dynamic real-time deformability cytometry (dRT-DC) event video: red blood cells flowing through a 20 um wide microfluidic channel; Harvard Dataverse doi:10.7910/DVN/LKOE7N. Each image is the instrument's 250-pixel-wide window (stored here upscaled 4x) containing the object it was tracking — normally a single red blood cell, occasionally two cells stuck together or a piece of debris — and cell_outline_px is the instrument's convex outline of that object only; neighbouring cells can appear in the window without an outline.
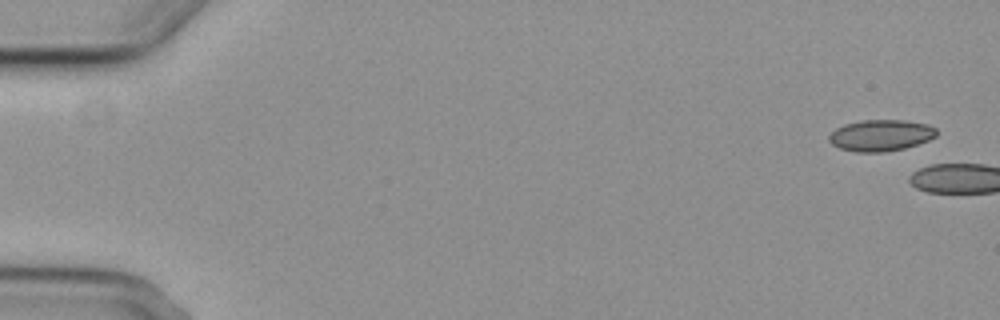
{"species": "common noctule bat (a hibernating species)", "species_latin": "Nyctalus noctula", "temperature_condition": "cold", "stored_images_in_passage": 6, "segment_of_instrument_passage": [2, 2], "camera_frame_rate_fps": 3000, "um_per_image_px": 0.085, "animal": {"sex": "female", "body_mass_g": 29.2, "forearm_length_mm": 56.3}, "frame": {"image": 1, "passage_image": 6, "time_ms": 6.0, "image_size_px": [1000, 320], "cell_outline_px": [[936, 136], [928, 140], [904, 148], [888, 152], [856, 152], [840, 148], [832, 144], [828, 140], [828, 136], [836, 128], [844, 124], [864, 120], [904, 120], [928, 124], [936, 128]], "centroid_in_image_um": [74.85, 11.5], "position_along_channel_um": 10.1, "area_um2": 19.65}}